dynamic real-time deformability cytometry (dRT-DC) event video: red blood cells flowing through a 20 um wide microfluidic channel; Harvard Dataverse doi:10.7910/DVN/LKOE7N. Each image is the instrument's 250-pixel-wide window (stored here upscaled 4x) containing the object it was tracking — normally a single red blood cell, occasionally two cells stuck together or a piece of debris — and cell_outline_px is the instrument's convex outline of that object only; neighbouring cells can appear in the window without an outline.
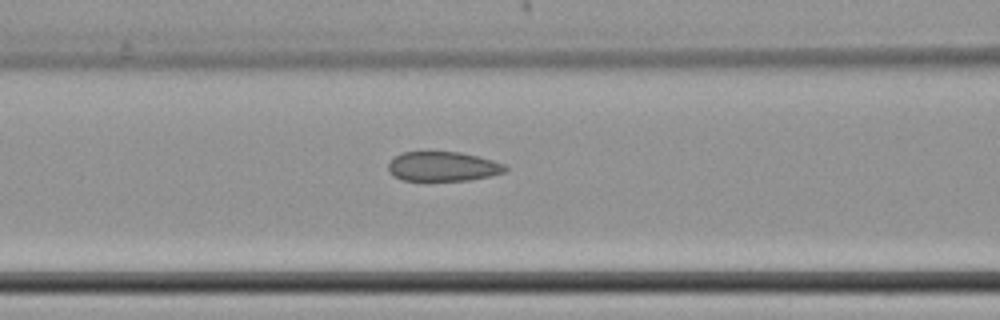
{"species": "common noctule bat (a hibernating species)", "species_latin": "Nyctalus noctula", "temperature_condition": "cold", "stored_images_in_passage": 15, "camera_frame_rate_fps": 3000, "um_per_image_px": 0.085, "animal": {"sex": "female", "body_mass_g": 22.7, "forearm_length_mm": 54.2}, "frame": {"image": 1, "passage_image": 13, "time_ms": 4.0, "image_size_px": [1000, 320], "cell_outline_px": [[508, 168], [504, 172], [488, 176], [468, 180], [404, 180], [388, 172], [388, 164], [400, 152], [460, 152], [492, 160], [504, 164]], "centroid_in_image_um": [37.63, 14.14], "position_along_channel_um": 129.0, "area_um2": 19.83}}